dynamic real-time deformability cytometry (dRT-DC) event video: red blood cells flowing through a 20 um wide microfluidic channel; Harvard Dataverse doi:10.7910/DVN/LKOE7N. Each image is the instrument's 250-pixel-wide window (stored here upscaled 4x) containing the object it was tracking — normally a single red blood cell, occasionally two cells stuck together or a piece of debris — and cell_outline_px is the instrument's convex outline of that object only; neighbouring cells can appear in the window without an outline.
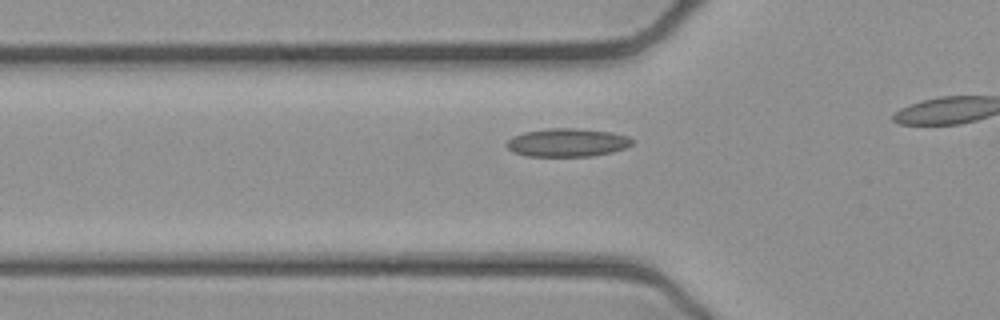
{"species": "common noctule bat (a hibernating species)", "species_latin": "Nyctalus noctula", "temperature_condition": "cold", "stored_images_in_passage": 19, "camera_frame_rate_fps": 3000, "um_per_image_px": 0.085, "animal": {"sex": "female", "body_mass_g": 21.9}, "frame": {"image": 1, "passage_image": 14, "time_ms": 4.333, "image_size_px": [1000, 320], "cell_outline_px": [[636, 140], [632, 144], [624, 148], [612, 152], [592, 156], [528, 156], [512, 152], [504, 144], [512, 136], [524, 132], [548, 128], [576, 128], [612, 132], [628, 136]], "centroid_in_image_um": [48.22, 12.11], "position_along_channel_um": 77.6, "area_um2": 20.87}}